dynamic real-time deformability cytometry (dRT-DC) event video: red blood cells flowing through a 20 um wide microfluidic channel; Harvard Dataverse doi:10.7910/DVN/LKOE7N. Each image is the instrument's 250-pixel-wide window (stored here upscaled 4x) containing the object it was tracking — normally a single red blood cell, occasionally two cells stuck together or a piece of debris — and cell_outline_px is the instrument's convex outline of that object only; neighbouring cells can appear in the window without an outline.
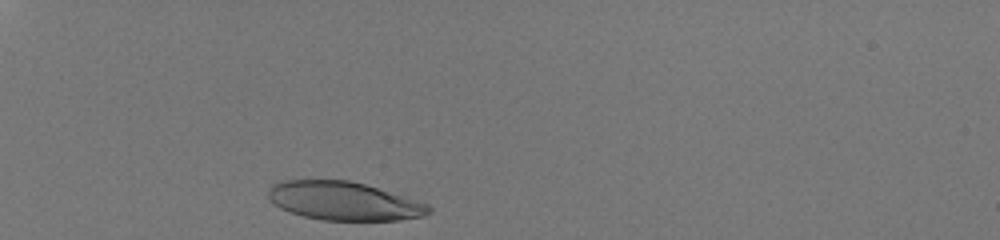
{"species": "human", "species_latin": "Homo sapiens", "temperature_condition": "room temperature", "stored_images_in_passage": 31, "camera_frame_rate_fps": 3000, "um_per_image_px": 0.085, "donor": {"sex": "male"}, "frame": {"image": 1, "passage_image": 2, "time_ms": 0.333, "image_size_px": [1000, 240], "cell_outline_px": [[432, 212], [424, 216], [400, 220], [320, 220], [288, 212], [272, 204], [268, 200], [268, 188], [272, 184], [280, 180], [348, 180], [364, 184], [428, 204], [432, 208]], "centroid_in_image_um": [29.16, 17.09], "position_along_channel_um": 55.8, "area_um2": 36.13}}
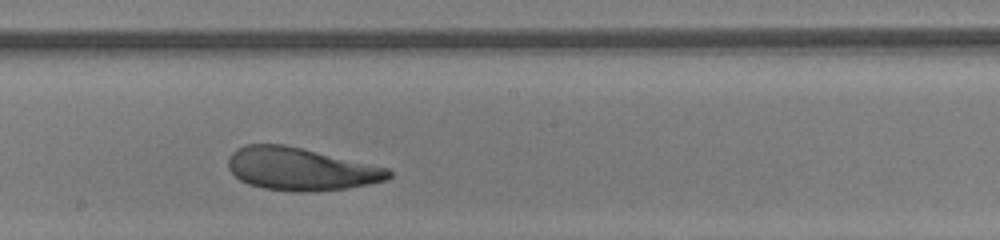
{"frame": {"image": 2, "passage_image": 18, "time_ms": 5.667, "image_size_px": [1000, 240], "cell_outline_px": [[392, 176], [388, 180], [348, 188], [312, 192], [288, 192], [264, 188], [248, 184], [240, 180], [228, 168], [228, 156], [236, 148], [248, 144], [284, 144], [388, 168], [392, 172]], "centroid_in_image_um": [25.54, 14.38], "position_along_channel_um": 222.7, "area_um2": 40.06}}
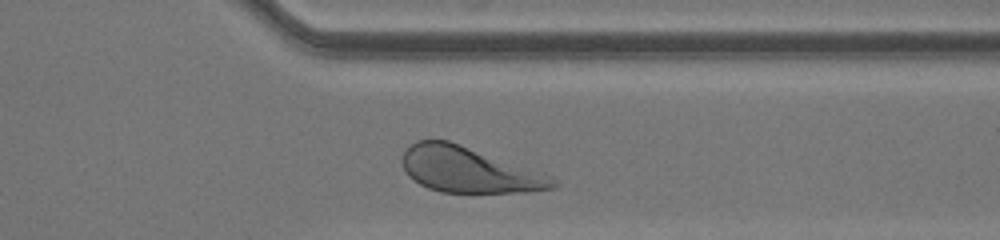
{"frame": {"image": 3, "passage_image": 29, "time_ms": 9.333, "image_size_px": [1000, 240], "cell_outline_px": [[556, 188], [524, 192], [440, 192], [428, 188], [420, 184], [408, 176], [404, 168], [404, 152], [416, 140], [448, 140], [544, 172], [552, 176], [556, 180]], "centroid_in_image_um": [39.9, 14.44], "position_along_channel_um": 371.5, "area_um2": 39.82}, "authors_computed_cell_mechanics": {"area_um2": 40.46, "velocity_mm_per_s": 4.0452, "shape_relaxation_time_tau1_ms": 3.2287, "shape_relaxation_time_tau2_ms": 1.6538, "deformation_change_tau1": 0.1543, "deformation_change_tau2": 0.099}}